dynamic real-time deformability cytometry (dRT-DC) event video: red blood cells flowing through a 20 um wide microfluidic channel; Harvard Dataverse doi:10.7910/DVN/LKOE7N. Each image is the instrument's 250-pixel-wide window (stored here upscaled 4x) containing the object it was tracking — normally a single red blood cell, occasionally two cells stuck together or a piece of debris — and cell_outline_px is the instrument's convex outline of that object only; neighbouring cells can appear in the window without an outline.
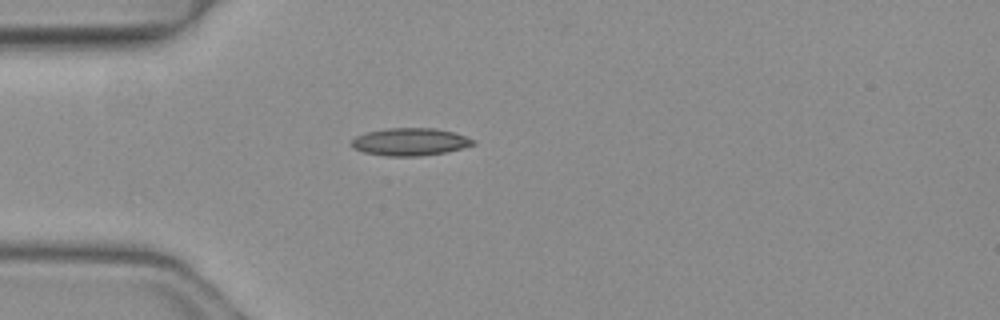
{"species": "common noctule bat (a hibernating species)", "species_latin": "Nyctalus noctula", "temperature_condition": "warm", "stored_images_in_passage": 4, "camera_frame_rate_fps": 3000, "um_per_image_px": 0.085, "animal": {"sex": "female", "body_mass_g": 19.3, "forearm_length_mm": 54.1}, "frame": {"image": 1, "passage_image": 4, "time_ms": 1.0, "image_size_px": [1000, 320], "cell_outline_px": [[476, 144], [444, 152], [420, 156], [384, 156], [364, 152], [352, 148], [348, 144], [356, 136], [368, 132], [388, 128], [436, 128], [452, 132], [476, 140]], "centroid_in_image_um": [34.81, 12.06], "position_along_channel_um": 50.2, "area_um2": 19.48}}